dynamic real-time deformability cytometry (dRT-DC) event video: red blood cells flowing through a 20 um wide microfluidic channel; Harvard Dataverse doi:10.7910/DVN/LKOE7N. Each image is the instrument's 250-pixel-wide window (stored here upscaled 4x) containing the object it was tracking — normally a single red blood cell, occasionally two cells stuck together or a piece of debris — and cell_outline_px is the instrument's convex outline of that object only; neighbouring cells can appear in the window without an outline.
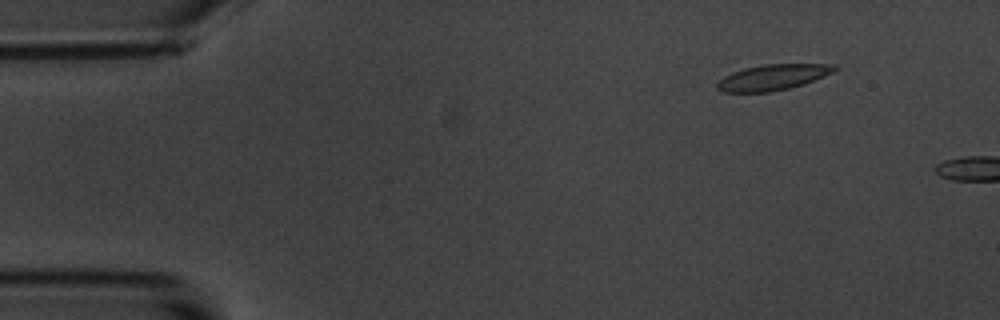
{"species": "common noctule bat (a hibernating species)", "species_latin": "Nyctalus noctula", "temperature_condition": "room temperature", "stored_images_in_passage": 10, "camera_frame_rate_fps": 3000, "um_per_image_px": 0.085, "animal": {"sex": "male", "body_mass_g": 20.1, "forearm_length_mm": 53.5}, "frame": {"image": 1, "passage_image": 7, "time_ms": 2.0, "image_size_px": [1000, 320], "cell_outline_px": [[840, 68], [824, 76], [804, 84], [788, 88], [768, 92], [720, 92], [716, 88], [716, 84], [724, 76], [732, 72], [744, 68], [764, 64], [836, 64]], "centroid_in_image_um": [65.68, 6.56], "position_along_channel_um": 19.3, "area_um2": 17.63}}